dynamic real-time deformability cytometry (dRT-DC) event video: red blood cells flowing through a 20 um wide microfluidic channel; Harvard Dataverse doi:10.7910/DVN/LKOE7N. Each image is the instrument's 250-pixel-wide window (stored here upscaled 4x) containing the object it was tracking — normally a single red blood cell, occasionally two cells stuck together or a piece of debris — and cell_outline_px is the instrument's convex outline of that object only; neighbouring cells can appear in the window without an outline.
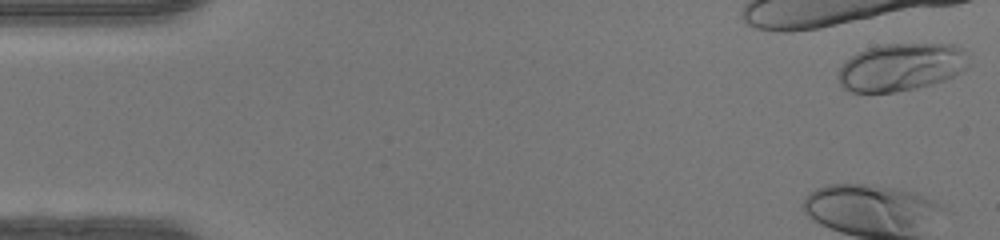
{"species": "human", "species_latin": "Homo sapiens", "temperature_condition": "warm", "stored_images_in_passage": 14, "camera_frame_rate_fps": 3000, "um_per_image_px": 0.085, "donor": {"sex": "female"}, "frame": {"image": 1, "passage_image": 1, "time_ms": 0.0, "image_size_px": [1000, 240], "cell_outline_px": [[972, 64], [968, 68], [944, 80], [932, 84], [916, 88], [896, 92], [852, 92], [844, 88], [840, 84], [836, 76], [840, 68], [852, 56], [868, 48], [880, 44], [956, 44], [964, 48]], "centroid_in_image_um": [76.65, 5.7], "position_along_channel_um": 8.3, "area_um2": 36.53}}